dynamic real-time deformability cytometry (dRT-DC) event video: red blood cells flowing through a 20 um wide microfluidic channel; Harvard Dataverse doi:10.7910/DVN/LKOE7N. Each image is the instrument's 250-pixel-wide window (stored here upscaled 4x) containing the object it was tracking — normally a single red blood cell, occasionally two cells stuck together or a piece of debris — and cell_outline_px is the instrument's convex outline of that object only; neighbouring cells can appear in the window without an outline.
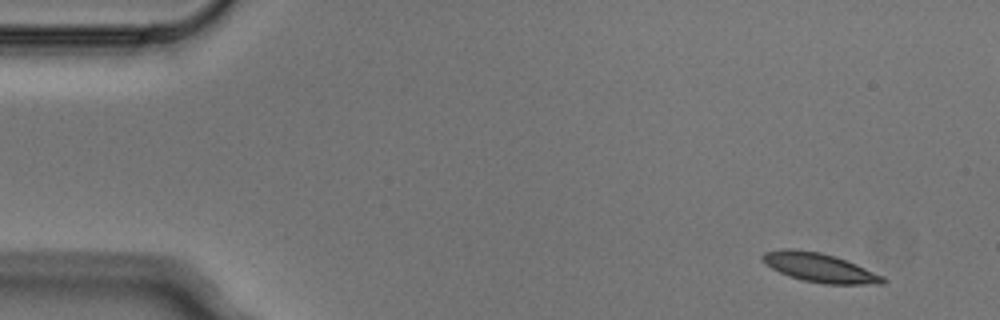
{"species": "Egyptian fruit bat (a non-hibernating species)", "species_latin": "Rousettus aegyptiacus", "temperature_condition": "cold", "stored_images_in_passage": 5, "camera_frame_rate_fps": 3000, "um_per_image_px": 0.085, "animal": {"sex": "male"}, "frame": {"image": 1, "passage_image": 1, "time_ms": 0.0, "image_size_px": [1000, 320], "cell_outline_px": [[888, 280], [884, 284], [824, 284], [804, 280], [788, 276], [772, 268], [760, 256], [764, 252], [784, 248], [792, 248], [820, 252], [836, 256], [848, 260], [884, 276]], "centroid_in_image_um": [69.71, 22.74], "position_along_channel_um": 15.3, "area_um2": 20.46}}